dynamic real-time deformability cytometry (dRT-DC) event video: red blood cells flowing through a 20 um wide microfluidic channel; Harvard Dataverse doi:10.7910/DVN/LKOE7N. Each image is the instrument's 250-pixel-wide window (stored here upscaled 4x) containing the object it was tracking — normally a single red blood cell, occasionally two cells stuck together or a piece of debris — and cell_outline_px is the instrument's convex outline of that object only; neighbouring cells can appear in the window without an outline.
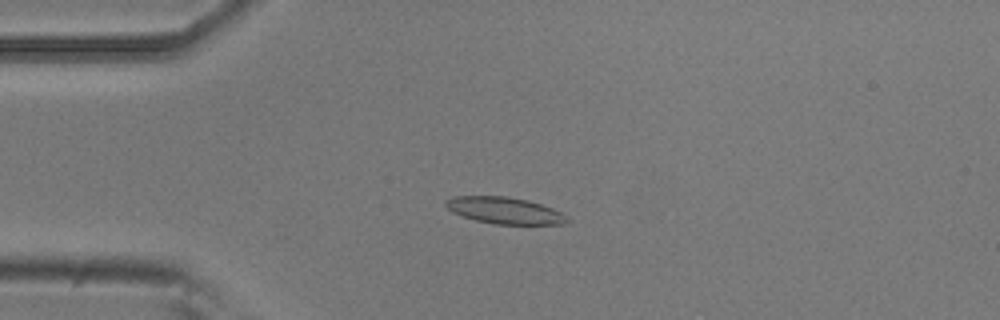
{"species": "common noctule bat (a hibernating species)", "species_latin": "Nyctalus noctula", "temperature_condition": "room temperature", "stored_images_in_passage": 54, "camera_frame_rate_fps": 3000, "um_per_image_px": 0.085, "animal": {"sex": "male", "body_mass_g": 20.5, "forearm_length_mm": 52.5}, "frame": {"image": 1, "passage_image": 13, "time_ms": 4.0, "image_size_px": [1000, 320], "cell_outline_px": [[572, 220], [564, 224], [496, 224], [476, 220], [452, 212], [444, 204], [444, 200], [456, 196], [504, 196], [528, 200], [552, 208], [560, 212]], "centroid_in_image_um": [42.9, 17.89], "position_along_channel_um": 42.1, "area_um2": 18.73}}
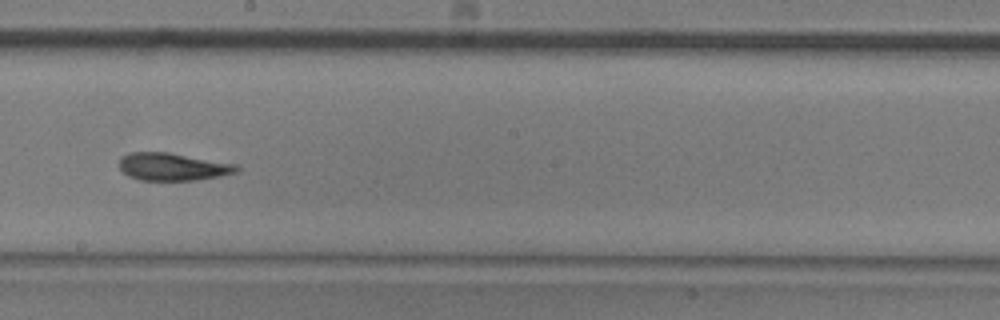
{"frame": {"image": 2, "passage_image": 30, "time_ms": 9.667, "image_size_px": [1000, 320], "cell_outline_px": [[240, 172], [220, 176], [196, 180], [140, 180], [128, 176], [120, 168], [120, 156], [132, 152], [168, 152], [240, 164]], "centroid_in_image_um": [14.75, 14.17], "position_along_channel_um": 233.4, "area_um2": 19.13}}
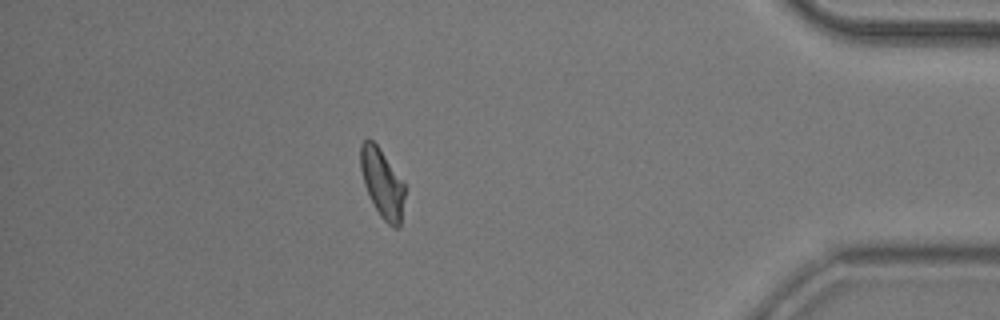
{"frame": {"image": 3, "passage_image": 47, "time_ms": 15.333, "image_size_px": [1000, 320], "cell_outline_px": [[404, 196], [400, 228], [392, 228], [380, 216], [364, 184], [360, 168], [360, 144], [368, 136], [376, 144], [404, 184]], "centroid_in_image_um": [32.47, 15.57], "position_along_channel_um": 402.7, "area_um2": 17.4}, "authors_computed_cell_mechanics": {"area_um2": 19.1318, "velocity_mm_per_s": 3.7448, "shape_relaxation_time_tau1_ms": 8.5702, "shape_relaxation_time_tau2_ms": 2.7341, "deformation_change_tau1": 0.1589, "deformation_change_tau2": 0.1218}}